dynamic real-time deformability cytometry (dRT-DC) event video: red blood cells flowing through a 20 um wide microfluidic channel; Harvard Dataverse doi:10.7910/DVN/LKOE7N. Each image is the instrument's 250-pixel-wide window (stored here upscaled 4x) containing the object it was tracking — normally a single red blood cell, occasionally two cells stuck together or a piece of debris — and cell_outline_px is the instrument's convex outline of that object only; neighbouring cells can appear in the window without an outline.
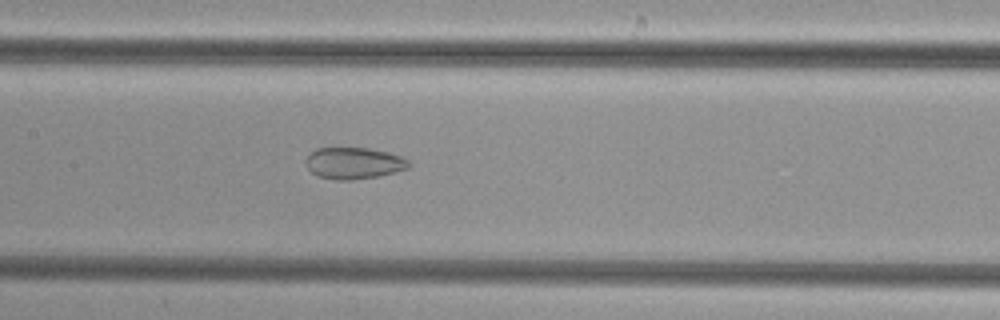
{"species": "common noctule bat (a hibernating species)", "species_latin": "Nyctalus noctula", "temperature_condition": "cold", "stored_images_in_passage": 41, "camera_frame_rate_fps": 3000, "um_per_image_px": 0.085, "animal": {"sex": "female", "body_mass_g": 29.2, "forearm_length_mm": 56.3}, "frame": {"image": 1, "passage_image": 15, "time_ms": 4.667, "image_size_px": [1000, 320], "cell_outline_px": [[412, 164], [408, 168], [376, 176], [352, 180], [336, 180], [316, 176], [308, 168], [304, 160], [316, 148], [368, 148], [400, 156], [408, 160]], "centroid_in_image_um": [30.03, 13.87], "position_along_channel_um": 177.4, "area_um2": 18.73}}
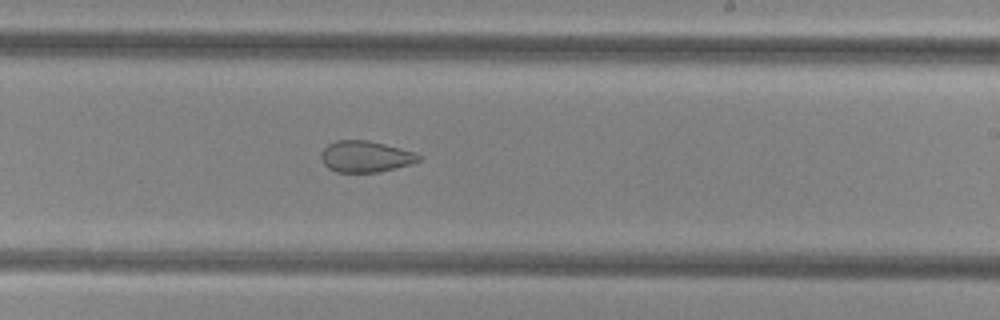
{"frame": {"image": 2, "passage_image": 21, "time_ms": 6.667, "image_size_px": [1000, 320], "cell_outline_px": [[420, 160], [412, 164], [380, 172], [336, 172], [328, 168], [324, 164], [320, 156], [320, 152], [328, 144], [336, 140], [368, 140], [384, 144], [412, 152], [420, 156]], "centroid_in_image_um": [31.02, 13.31], "position_along_channel_um": 258.0, "area_um2": 17.74}}
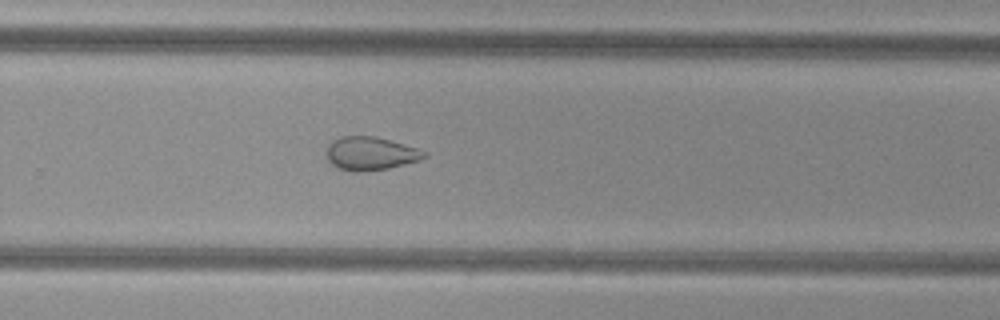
{"frame": {"image": 3, "passage_image": 24, "time_ms": 7.667, "image_size_px": [1000, 320], "cell_outline_px": [[428, 156], [420, 160], [388, 168], [364, 172], [352, 172], [340, 168], [332, 164], [328, 160], [328, 144], [332, 140], [340, 136], [376, 136], [404, 144], [428, 152]], "centroid_in_image_um": [31.51, 13.04], "position_along_channel_um": 298.3, "area_um2": 19.02}}